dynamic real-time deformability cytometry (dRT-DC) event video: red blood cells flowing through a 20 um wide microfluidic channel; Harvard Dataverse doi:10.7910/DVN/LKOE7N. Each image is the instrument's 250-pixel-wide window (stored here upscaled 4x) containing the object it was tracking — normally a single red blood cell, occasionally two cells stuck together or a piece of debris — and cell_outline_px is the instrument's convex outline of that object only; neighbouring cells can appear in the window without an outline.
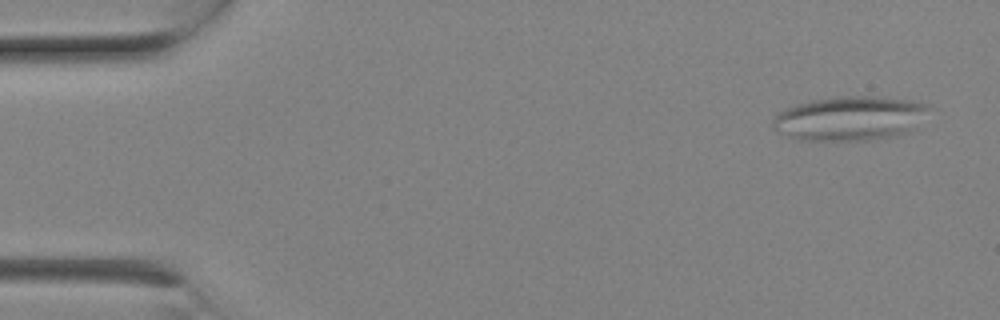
{"species": "Egyptian fruit bat (a non-hibernating species)", "species_latin": "Rousettus aegyptiacus", "temperature_condition": "room temperature", "stored_images_in_passage": 7, "camera_frame_rate_fps": 3000, "um_per_image_px": 0.085, "animal": {"sex": "female"}, "frame": {"image": 1, "passage_image": 1, "time_ms": 0.0, "image_size_px": [1000, 320], "cell_outline_px": [[932, 108], [908, 132], [896, 136], [868, 140], [800, 140], [776, 132], [772, 128], [772, 120], [780, 112], [796, 104], [812, 100], [836, 96], [880, 96], [908, 100], [928, 104]], "centroid_in_image_um": [72.23, 10.05], "position_along_channel_um": 12.8, "area_um2": 40.34}}